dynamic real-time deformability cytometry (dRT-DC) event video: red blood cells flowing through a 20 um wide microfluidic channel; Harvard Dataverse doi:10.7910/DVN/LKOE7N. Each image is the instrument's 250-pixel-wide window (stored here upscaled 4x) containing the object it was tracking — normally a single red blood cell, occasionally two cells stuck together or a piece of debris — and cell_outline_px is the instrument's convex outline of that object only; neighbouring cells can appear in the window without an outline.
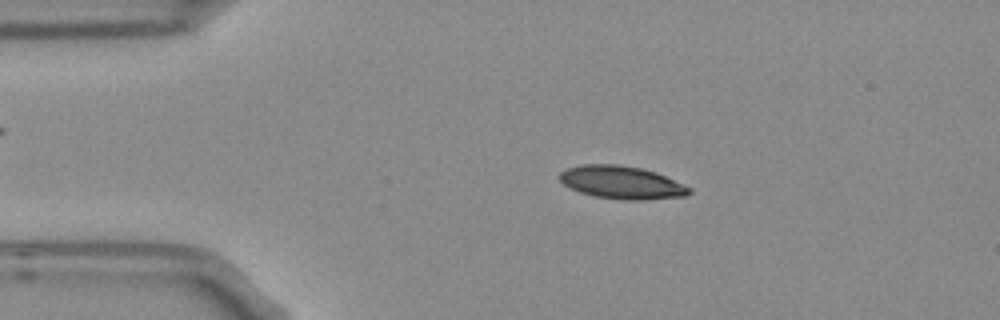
{"species": "Egyptian fruit bat (a non-hibernating species)", "species_latin": "Rousettus aegyptiacus", "temperature_condition": "room temperature", "stored_images_in_passage": 3, "camera_frame_rate_fps": 3000, "um_per_image_px": 0.085, "frame": {"image": 1, "passage_image": 2, "time_ms": 0.333, "image_size_px": [1000, 320], "cell_outline_px": [[692, 192], [688, 196], [644, 200], [624, 200], [596, 196], [580, 192], [564, 184], [560, 180], [560, 172], [568, 168], [580, 164], [620, 164], [640, 168], [656, 172], [684, 184], [692, 188]], "centroid_in_image_um": [52.89, 15.51], "position_along_channel_um": 32.1, "area_um2": 24.91}}